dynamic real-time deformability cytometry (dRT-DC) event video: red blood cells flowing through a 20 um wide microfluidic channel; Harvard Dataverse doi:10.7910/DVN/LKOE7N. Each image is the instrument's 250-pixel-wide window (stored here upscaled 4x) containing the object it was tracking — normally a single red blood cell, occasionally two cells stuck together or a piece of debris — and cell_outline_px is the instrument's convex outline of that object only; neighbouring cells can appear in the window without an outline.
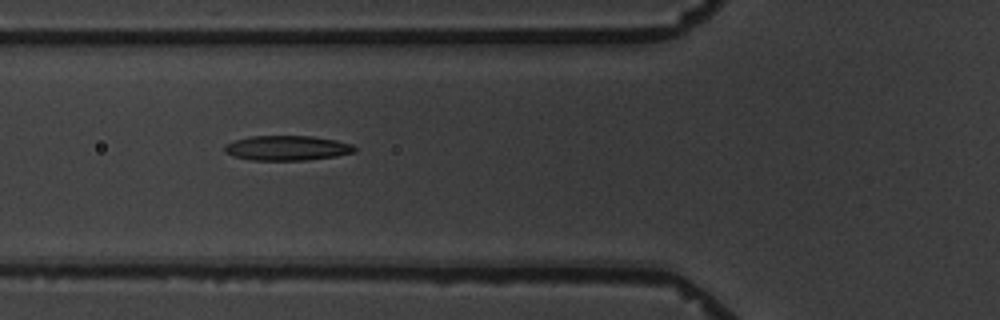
{"species": "common noctule bat (a hibernating species)", "species_latin": "Nyctalus noctula", "temperature_condition": "warm", "stored_images_in_passage": 7, "camera_frame_rate_fps": 3000, "um_per_image_px": 0.085, "animal": {"sex": "male", "body_mass_g": 19.5, "forearm_length_mm": 54.6}, "frame": {"image": 1, "passage_image": 6, "time_ms": 5.667, "image_size_px": [1000, 320], "cell_outline_px": [[356, 152], [336, 156], [308, 160], [252, 160], [232, 156], [224, 152], [224, 144], [232, 140], [248, 136], [312, 136], [336, 140], [352, 144], [356, 148]], "centroid_in_image_um": [24.37, 12.58], "position_along_channel_um": 101.4, "area_um2": 19.07}}
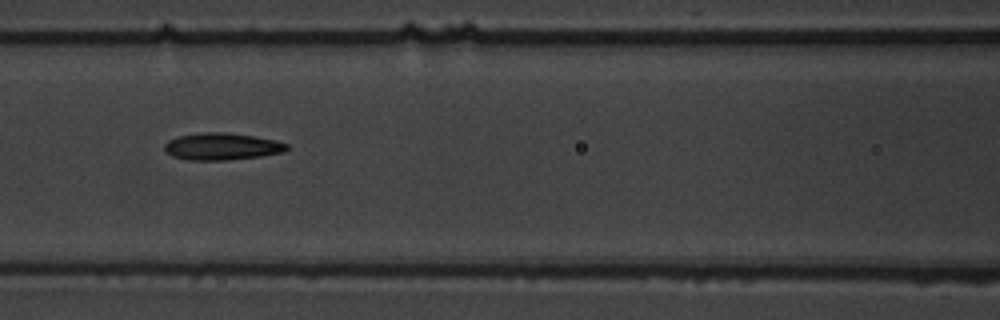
{"frame": {"image": 2, "passage_image": 7, "time_ms": 7.0, "image_size_px": [1000, 320], "cell_outline_px": [[288, 148], [284, 152], [260, 156], [228, 160], [188, 160], [172, 156], [164, 148], [164, 144], [168, 140], [180, 136], [204, 132], [228, 132], [276, 140], [288, 144]], "centroid_in_image_um": [18.87, 12.45], "position_along_channel_um": 147.7, "area_um2": 19.19}}